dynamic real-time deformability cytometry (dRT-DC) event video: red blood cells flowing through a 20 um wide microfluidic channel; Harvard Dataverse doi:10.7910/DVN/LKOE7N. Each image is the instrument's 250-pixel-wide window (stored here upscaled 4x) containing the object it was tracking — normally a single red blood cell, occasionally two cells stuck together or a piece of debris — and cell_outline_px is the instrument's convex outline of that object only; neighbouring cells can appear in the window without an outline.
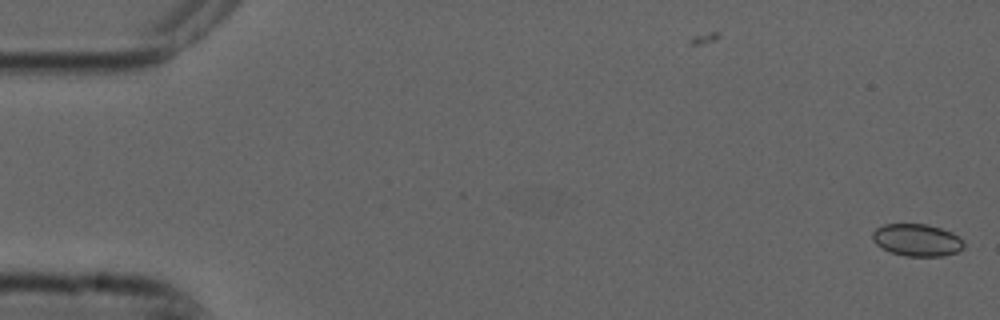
{"species": "common noctule bat (a hibernating species)", "species_latin": "Nyctalus noctula", "temperature_condition": "cold", "stored_images_in_passage": 9, "camera_frame_rate_fps": 3000, "um_per_image_px": 0.085, "animal": {"sex": "male", "forearm_length_mm": 52.5}, "frame": {"image": 1, "passage_image": 1, "time_ms": 0.0, "image_size_px": [1000, 320], "cell_outline_px": [[964, 248], [956, 252], [944, 256], [904, 256], [892, 252], [876, 244], [872, 240], [872, 232], [876, 228], [884, 224], [928, 224], [952, 232], [964, 240]], "centroid_in_image_um": [77.96, 20.4], "position_along_channel_um": 7.0, "area_um2": 17.22}}
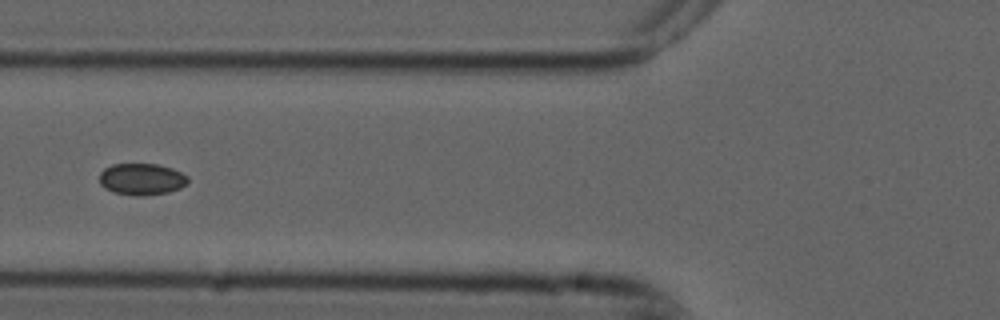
{"frame": {"image": 2, "passage_image": 6, "time_ms": 1.667, "image_size_px": [1000, 320], "cell_outline_px": [[188, 184], [180, 188], [168, 192], [144, 196], [136, 196], [112, 192], [104, 188], [100, 184], [100, 172], [104, 168], [112, 164], [156, 164], [172, 168], [188, 176]], "centroid_in_image_um": [12.03, 15.23], "position_along_channel_um": 113.8, "area_um2": 16.47}}
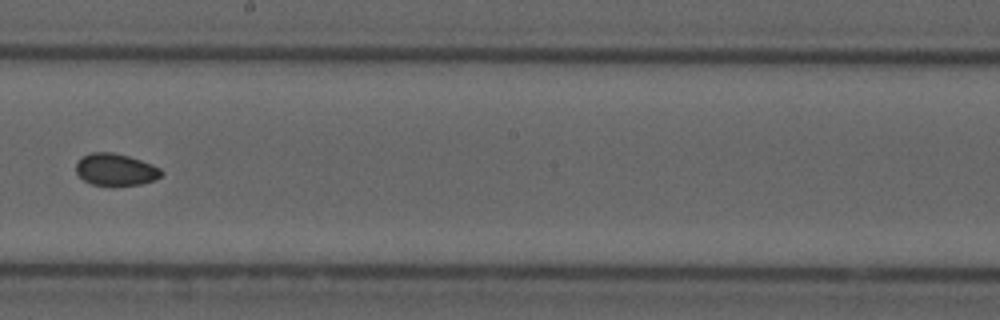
{"frame": {"image": 3, "passage_image": 9, "time_ms": 2.667, "image_size_px": [1000, 320], "cell_outline_px": [[164, 172], [156, 180], [140, 184], [92, 184], [84, 180], [76, 172], [76, 164], [84, 156], [92, 152], [112, 152], [128, 156], [152, 164], [160, 168]], "centroid_in_image_um": [9.86, 14.4], "position_along_channel_um": 238.3, "area_um2": 15.55}}